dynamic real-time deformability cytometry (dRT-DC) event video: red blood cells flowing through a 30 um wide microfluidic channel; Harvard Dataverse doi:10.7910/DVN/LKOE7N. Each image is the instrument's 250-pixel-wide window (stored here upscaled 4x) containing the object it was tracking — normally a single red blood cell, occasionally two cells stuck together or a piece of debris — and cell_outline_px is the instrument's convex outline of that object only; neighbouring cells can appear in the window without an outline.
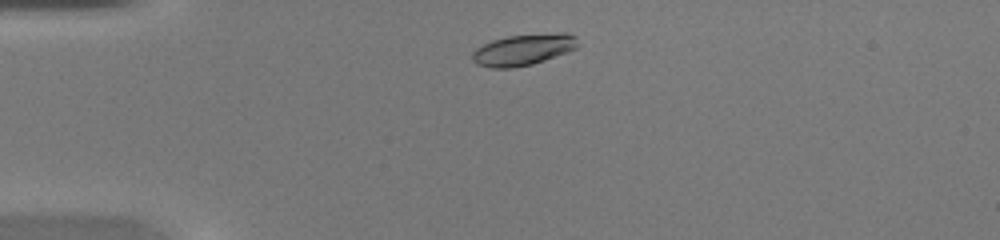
{"species": "common noctule bat (a hibernating species)", "species_latin": "Nyctalus noctula", "temperature_condition": "warm", "stored_images_in_passage": 41, "camera_frame_rate_fps": 3000, "um_per_image_px": 0.085, "animal": {"sex": "female", "body_mass_g": 20.0, "forearm_length_mm": 54.0}, "frame": {"image": 1, "passage_image": 4, "time_ms": 1.0, "image_size_px": [1000, 240], "cell_outline_px": [[576, 48], [568, 52], [532, 64], [512, 68], [492, 68], [476, 64], [472, 60], [472, 52], [476, 48], [492, 40], [508, 36], [560, 32], [568, 32], [576, 36]], "centroid_in_image_um": [44.47, 4.22], "position_along_channel_um": 40.5, "area_um2": 19.25}}
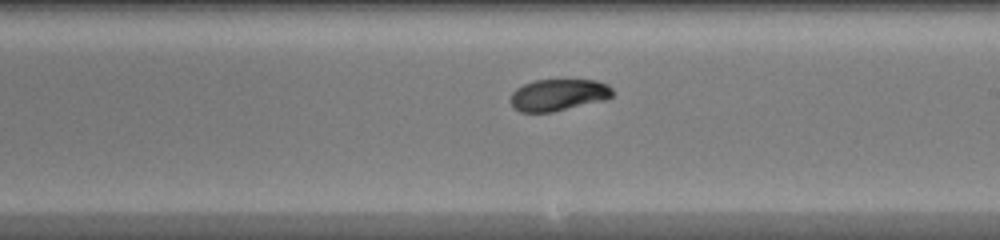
{"frame": {"image": 2, "passage_image": 21, "time_ms": 6.667, "image_size_px": [1000, 240], "cell_outline_px": [[612, 96], [608, 100], [552, 112], [520, 112], [512, 108], [508, 100], [512, 92], [516, 88], [524, 84], [536, 80], [596, 80], [608, 84], [612, 88]], "centroid_in_image_um": [47.45, 8.08], "position_along_channel_um": 241.6, "area_um2": 19.25}}
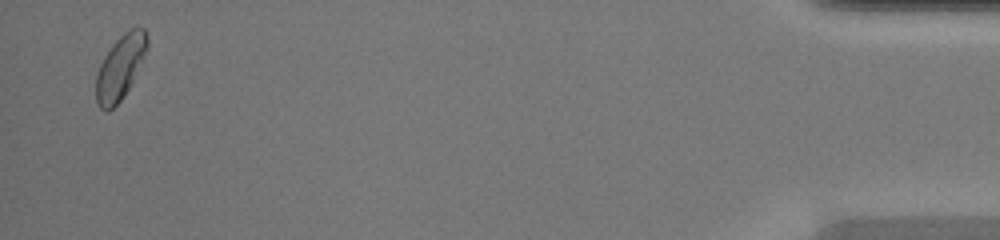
{"frame": {"image": 3, "passage_image": 40, "time_ms": 13.0, "image_size_px": [1000, 240], "cell_outline_px": [[148, 48], [144, 60], [128, 88], [120, 100], [108, 112], [100, 108], [96, 100], [96, 76], [100, 64], [104, 56], [112, 44], [128, 28], [144, 28], [148, 36]], "centroid_in_image_um": [10.24, 5.69], "position_along_channel_um": 425.0, "area_um2": 19.13}, "authors_computed_cell_mechanics": {"area_um2": 19.074, "velocity_mm_per_s": 4.1971, "shape_relaxation_time_tau1_ms": 2.824, "shape_relaxation_time_tau2_ms": 3.5145, "deformation_change_tau1": 0.0976, "deformation_change_tau2": 0.0564}}